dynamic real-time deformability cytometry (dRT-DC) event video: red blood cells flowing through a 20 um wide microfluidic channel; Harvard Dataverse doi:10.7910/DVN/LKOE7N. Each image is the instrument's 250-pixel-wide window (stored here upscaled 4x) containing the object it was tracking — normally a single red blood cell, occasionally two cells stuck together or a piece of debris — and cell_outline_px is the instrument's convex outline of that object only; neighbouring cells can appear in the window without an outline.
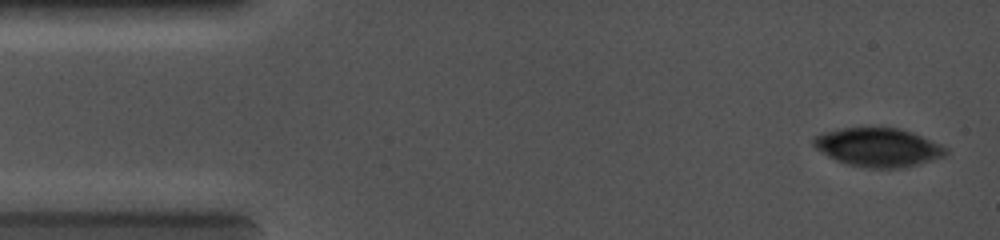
{"species": "common noctule bat (a hibernating species)", "species_latin": "Nyctalus noctula", "temperature_condition": "cold", "stored_images_in_passage": 5, "camera_frame_rate_fps": 5000, "um_per_image_px": 0.085, "animal": {"sex": "female", "body_mass_g": 19.0, "forearm_length_mm": 56.7}, "frame": {"image": 1, "passage_image": 1, "time_ms": 0.0, "image_size_px": [1000, 240], "cell_outline_px": [[948, 152], [944, 156], [916, 164], [900, 168], [864, 168], [848, 164], [836, 160], [828, 156], [816, 148], [812, 144], [812, 140], [816, 136], [824, 132], [840, 128], [900, 128], [912, 132], [940, 144], [948, 148]], "centroid_in_image_um": [74.63, 12.52], "position_along_channel_um": 10.4, "area_um2": 29.59}}
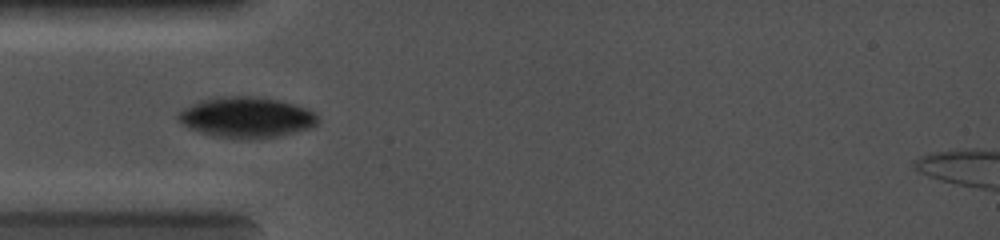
{"frame": {"image": 2, "passage_image": 4, "time_ms": 3.6, "image_size_px": [1000, 240], "cell_outline_px": [[316, 124], [308, 128], [276, 136], [212, 136], [188, 128], [176, 116], [184, 108], [200, 100], [220, 96], [252, 96], [280, 100], [304, 108], [312, 112], [316, 116]], "centroid_in_image_um": [20.88, 9.93], "position_along_channel_um": 64.1, "area_um2": 31.79}}